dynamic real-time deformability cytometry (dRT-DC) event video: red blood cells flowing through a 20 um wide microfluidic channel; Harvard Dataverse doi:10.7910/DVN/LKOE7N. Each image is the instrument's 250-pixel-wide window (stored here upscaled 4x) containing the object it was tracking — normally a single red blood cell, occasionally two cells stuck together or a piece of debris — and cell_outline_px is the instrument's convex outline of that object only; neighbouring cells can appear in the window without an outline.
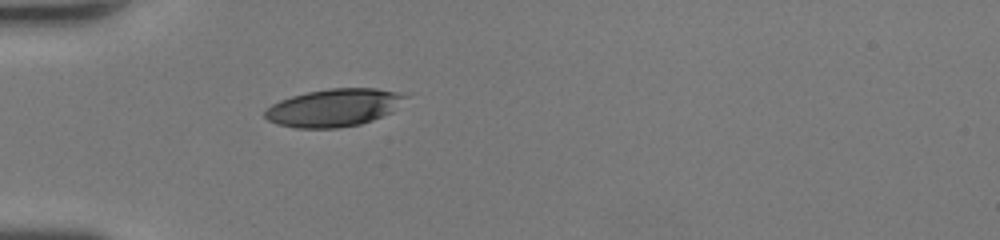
{"species": "human", "species_latin": "Homo sapiens", "temperature_condition": "room temperature", "stored_images_in_passage": 33, "camera_frame_rate_fps": 3000, "um_per_image_px": 0.085, "donor": {"sex": "female"}, "frame": {"image": 1, "passage_image": 1, "time_ms": 0.0, "image_size_px": [1000, 240], "cell_outline_px": [[408, 96], [392, 112], [372, 120], [360, 124], [340, 128], [296, 128], [276, 124], [268, 120], [264, 116], [264, 112], [272, 104], [280, 100], [292, 96], [308, 92], [328, 88], [376, 88], [400, 92]], "centroid_in_image_um": [28.38, 9.15], "position_along_channel_um": 56.6, "area_um2": 30.87}}
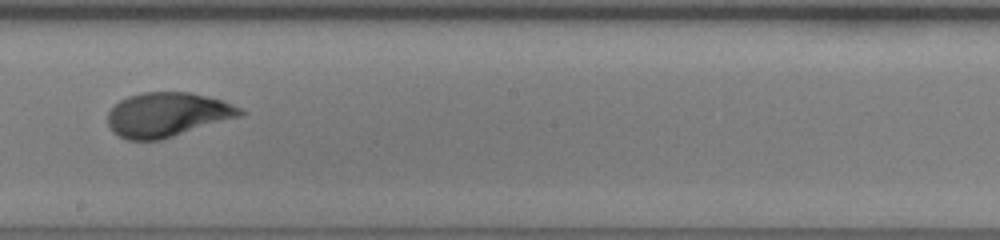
{"frame": {"image": 2, "passage_image": 14, "time_ms": 4.333, "image_size_px": [1000, 240], "cell_outline_px": [[244, 116], [160, 140], [128, 140], [112, 132], [108, 124], [108, 112], [120, 100], [128, 96], [144, 92], [188, 92], [220, 100], [232, 104], [240, 108], [244, 112]], "centroid_in_image_um": [14.23, 9.75], "position_along_channel_um": 234.0, "area_um2": 34.16}}
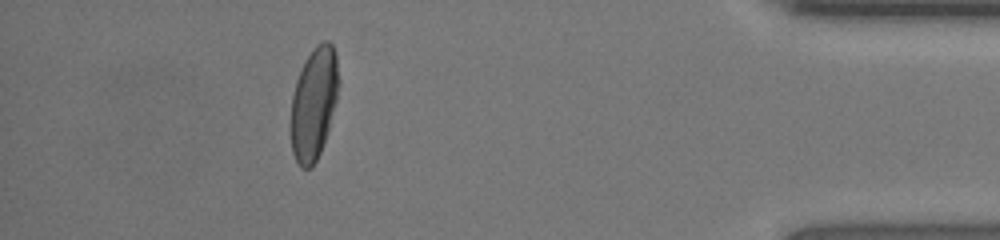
{"frame": {"image": 3, "passage_image": 29, "time_ms": 9.333, "image_size_px": [1000, 240], "cell_outline_px": [[336, 100], [328, 128], [320, 152], [312, 168], [300, 168], [292, 152], [288, 124], [292, 96], [296, 80], [304, 60], [316, 44], [324, 40], [328, 40], [332, 44], [336, 56]], "centroid_in_image_um": [26.6, 8.83], "position_along_channel_um": 408.6, "area_um2": 31.21}, "authors_computed_cell_mechanics": {"area_um2": 33.4084, "velocity_mm_per_s": 4.4007, "shape_relaxation_time_tau1_ms": 5.6674, "shape_relaxation_time_tau2_ms": null, "deformation_change_tau1": 0.2298, "deformation_change_tau2": null}}